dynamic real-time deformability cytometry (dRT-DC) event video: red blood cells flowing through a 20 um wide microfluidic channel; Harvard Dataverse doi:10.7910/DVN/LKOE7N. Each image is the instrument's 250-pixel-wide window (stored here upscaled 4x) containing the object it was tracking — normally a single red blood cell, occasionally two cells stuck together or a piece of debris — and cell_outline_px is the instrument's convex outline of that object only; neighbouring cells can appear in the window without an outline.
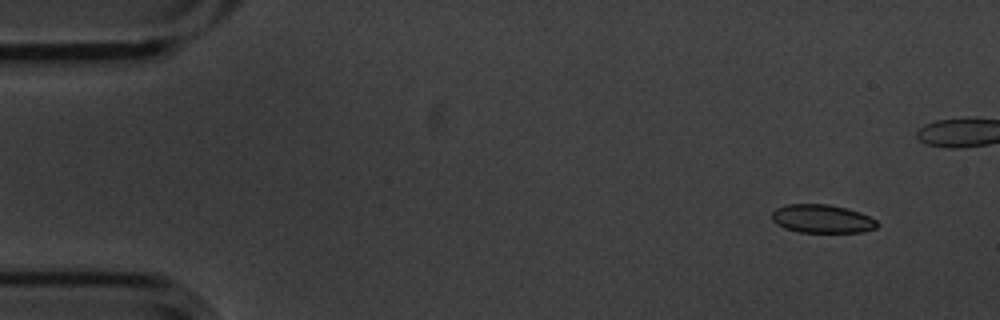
{"species": "common noctule bat (a hibernating species)", "species_latin": "Nyctalus noctula", "temperature_condition": "cold", "stored_images_in_passage": 3, "camera_frame_rate_fps": 3000, "um_per_image_px": 0.085, "animal": {"sex": "male", "body_mass_g": 20.1, "forearm_length_mm": 53.5}, "frame": {"image": 1, "passage_image": 2, "time_ms": 0.333, "image_size_px": [1000, 320], "cell_outline_px": [[880, 224], [876, 228], [864, 232], [800, 232], [784, 228], [776, 224], [772, 220], [772, 212], [776, 208], [788, 204], [828, 204], [848, 208], [860, 212], [876, 220]], "centroid_in_image_um": [69.89, 18.59], "position_along_channel_um": 15.1, "area_um2": 17.57}}